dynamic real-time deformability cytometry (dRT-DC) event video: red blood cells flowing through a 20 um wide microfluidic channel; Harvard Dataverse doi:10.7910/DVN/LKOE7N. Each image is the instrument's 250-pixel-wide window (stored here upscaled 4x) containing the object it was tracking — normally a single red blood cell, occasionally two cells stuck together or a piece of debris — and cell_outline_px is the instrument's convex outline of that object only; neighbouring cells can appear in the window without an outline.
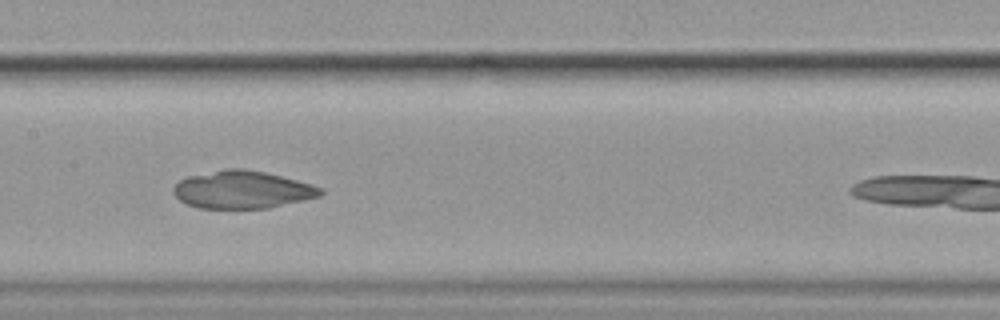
{"species": "common noctule bat (a hibernating species)", "species_latin": "Nyctalus noctula", "temperature_condition": "cold", "stored_images_in_passage": 5, "camera_frame_rate_fps": 3000, "um_per_image_px": 0.085, "animal": {"sex": "female", "body_mass_g": 19.9}, "frame": {"image": 1, "passage_image": 4, "time_ms": 1.0, "image_size_px": [1000, 320], "cell_outline_px": [[324, 192], [320, 196], [304, 200], [268, 208], [200, 208], [188, 204], [180, 200], [172, 192], [172, 188], [180, 180], [188, 176], [224, 168], [244, 168], [264, 172], [312, 184], [324, 188]], "centroid_in_image_um": [20.6, 16.11], "position_along_channel_um": 186.8, "area_um2": 32.25}}